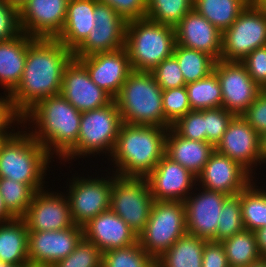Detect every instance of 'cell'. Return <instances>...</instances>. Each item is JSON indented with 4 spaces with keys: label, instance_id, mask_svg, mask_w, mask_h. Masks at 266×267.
Wrapping results in <instances>:
<instances>
[{
    "label": "cell",
    "instance_id": "cell-57",
    "mask_svg": "<svg viewBox=\"0 0 266 267\" xmlns=\"http://www.w3.org/2000/svg\"><path fill=\"white\" fill-rule=\"evenodd\" d=\"M0 267H21V265H12V264L0 263Z\"/></svg>",
    "mask_w": 266,
    "mask_h": 267
},
{
    "label": "cell",
    "instance_id": "cell-17",
    "mask_svg": "<svg viewBox=\"0 0 266 267\" xmlns=\"http://www.w3.org/2000/svg\"><path fill=\"white\" fill-rule=\"evenodd\" d=\"M69 0H28L19 11L21 31L33 38L56 39L63 30Z\"/></svg>",
    "mask_w": 266,
    "mask_h": 267
},
{
    "label": "cell",
    "instance_id": "cell-37",
    "mask_svg": "<svg viewBox=\"0 0 266 267\" xmlns=\"http://www.w3.org/2000/svg\"><path fill=\"white\" fill-rule=\"evenodd\" d=\"M102 267H156V261L137 242L102 253Z\"/></svg>",
    "mask_w": 266,
    "mask_h": 267
},
{
    "label": "cell",
    "instance_id": "cell-3",
    "mask_svg": "<svg viewBox=\"0 0 266 267\" xmlns=\"http://www.w3.org/2000/svg\"><path fill=\"white\" fill-rule=\"evenodd\" d=\"M167 132L159 126L122 123L111 157L102 161L110 165L103 168L120 177L145 178L165 155Z\"/></svg>",
    "mask_w": 266,
    "mask_h": 267
},
{
    "label": "cell",
    "instance_id": "cell-31",
    "mask_svg": "<svg viewBox=\"0 0 266 267\" xmlns=\"http://www.w3.org/2000/svg\"><path fill=\"white\" fill-rule=\"evenodd\" d=\"M249 4L245 0H194L193 9L222 33Z\"/></svg>",
    "mask_w": 266,
    "mask_h": 267
},
{
    "label": "cell",
    "instance_id": "cell-6",
    "mask_svg": "<svg viewBox=\"0 0 266 267\" xmlns=\"http://www.w3.org/2000/svg\"><path fill=\"white\" fill-rule=\"evenodd\" d=\"M162 93L151 72L133 70L114 99L122 123L166 128Z\"/></svg>",
    "mask_w": 266,
    "mask_h": 267
},
{
    "label": "cell",
    "instance_id": "cell-16",
    "mask_svg": "<svg viewBox=\"0 0 266 267\" xmlns=\"http://www.w3.org/2000/svg\"><path fill=\"white\" fill-rule=\"evenodd\" d=\"M228 197L222 192L208 191L196 185L184 200L187 233L216 242L219 215Z\"/></svg>",
    "mask_w": 266,
    "mask_h": 267
},
{
    "label": "cell",
    "instance_id": "cell-34",
    "mask_svg": "<svg viewBox=\"0 0 266 267\" xmlns=\"http://www.w3.org/2000/svg\"><path fill=\"white\" fill-rule=\"evenodd\" d=\"M192 110L222 107V91L217 74L213 71L205 78L185 85Z\"/></svg>",
    "mask_w": 266,
    "mask_h": 267
},
{
    "label": "cell",
    "instance_id": "cell-48",
    "mask_svg": "<svg viewBox=\"0 0 266 267\" xmlns=\"http://www.w3.org/2000/svg\"><path fill=\"white\" fill-rule=\"evenodd\" d=\"M241 116L259 135L266 132V93L262 91Z\"/></svg>",
    "mask_w": 266,
    "mask_h": 267
},
{
    "label": "cell",
    "instance_id": "cell-2",
    "mask_svg": "<svg viewBox=\"0 0 266 267\" xmlns=\"http://www.w3.org/2000/svg\"><path fill=\"white\" fill-rule=\"evenodd\" d=\"M81 112L61 94L40 100L23 116V127L59 161L76 143Z\"/></svg>",
    "mask_w": 266,
    "mask_h": 267
},
{
    "label": "cell",
    "instance_id": "cell-47",
    "mask_svg": "<svg viewBox=\"0 0 266 267\" xmlns=\"http://www.w3.org/2000/svg\"><path fill=\"white\" fill-rule=\"evenodd\" d=\"M112 7L126 22L146 18L147 0H97Z\"/></svg>",
    "mask_w": 266,
    "mask_h": 267
},
{
    "label": "cell",
    "instance_id": "cell-11",
    "mask_svg": "<svg viewBox=\"0 0 266 267\" xmlns=\"http://www.w3.org/2000/svg\"><path fill=\"white\" fill-rule=\"evenodd\" d=\"M265 45L266 15L255 4H249L222 33L220 60L240 62L254 49Z\"/></svg>",
    "mask_w": 266,
    "mask_h": 267
},
{
    "label": "cell",
    "instance_id": "cell-49",
    "mask_svg": "<svg viewBox=\"0 0 266 267\" xmlns=\"http://www.w3.org/2000/svg\"><path fill=\"white\" fill-rule=\"evenodd\" d=\"M202 267H230L221 242L207 241L205 243Z\"/></svg>",
    "mask_w": 266,
    "mask_h": 267
},
{
    "label": "cell",
    "instance_id": "cell-28",
    "mask_svg": "<svg viewBox=\"0 0 266 267\" xmlns=\"http://www.w3.org/2000/svg\"><path fill=\"white\" fill-rule=\"evenodd\" d=\"M28 258V228L23 218L0 223V263L22 265Z\"/></svg>",
    "mask_w": 266,
    "mask_h": 267
},
{
    "label": "cell",
    "instance_id": "cell-44",
    "mask_svg": "<svg viewBox=\"0 0 266 267\" xmlns=\"http://www.w3.org/2000/svg\"><path fill=\"white\" fill-rule=\"evenodd\" d=\"M22 126L23 116L15 109L10 93L3 91L0 93V134L14 135Z\"/></svg>",
    "mask_w": 266,
    "mask_h": 267
},
{
    "label": "cell",
    "instance_id": "cell-41",
    "mask_svg": "<svg viewBox=\"0 0 266 267\" xmlns=\"http://www.w3.org/2000/svg\"><path fill=\"white\" fill-rule=\"evenodd\" d=\"M151 74L162 90L186 85L179 63L173 54L158 64Z\"/></svg>",
    "mask_w": 266,
    "mask_h": 267
},
{
    "label": "cell",
    "instance_id": "cell-13",
    "mask_svg": "<svg viewBox=\"0 0 266 267\" xmlns=\"http://www.w3.org/2000/svg\"><path fill=\"white\" fill-rule=\"evenodd\" d=\"M213 71L221 85L222 107L235 116L242 115L263 91L239 61L218 60Z\"/></svg>",
    "mask_w": 266,
    "mask_h": 267
},
{
    "label": "cell",
    "instance_id": "cell-36",
    "mask_svg": "<svg viewBox=\"0 0 266 267\" xmlns=\"http://www.w3.org/2000/svg\"><path fill=\"white\" fill-rule=\"evenodd\" d=\"M0 195L7 209L16 218H22L32 202L35 191L25 183L10 178H0Z\"/></svg>",
    "mask_w": 266,
    "mask_h": 267
},
{
    "label": "cell",
    "instance_id": "cell-58",
    "mask_svg": "<svg viewBox=\"0 0 266 267\" xmlns=\"http://www.w3.org/2000/svg\"><path fill=\"white\" fill-rule=\"evenodd\" d=\"M12 135H3V134H0V146L1 144L3 143V141L7 138V137H10Z\"/></svg>",
    "mask_w": 266,
    "mask_h": 267
},
{
    "label": "cell",
    "instance_id": "cell-54",
    "mask_svg": "<svg viewBox=\"0 0 266 267\" xmlns=\"http://www.w3.org/2000/svg\"><path fill=\"white\" fill-rule=\"evenodd\" d=\"M21 267H52V266L48 264L27 261L24 264H22Z\"/></svg>",
    "mask_w": 266,
    "mask_h": 267
},
{
    "label": "cell",
    "instance_id": "cell-22",
    "mask_svg": "<svg viewBox=\"0 0 266 267\" xmlns=\"http://www.w3.org/2000/svg\"><path fill=\"white\" fill-rule=\"evenodd\" d=\"M83 238V228L76 225L64 230L28 231L29 261L53 266L71 254Z\"/></svg>",
    "mask_w": 266,
    "mask_h": 267
},
{
    "label": "cell",
    "instance_id": "cell-40",
    "mask_svg": "<svg viewBox=\"0 0 266 267\" xmlns=\"http://www.w3.org/2000/svg\"><path fill=\"white\" fill-rule=\"evenodd\" d=\"M52 267H102V252L83 238L71 254Z\"/></svg>",
    "mask_w": 266,
    "mask_h": 267
},
{
    "label": "cell",
    "instance_id": "cell-51",
    "mask_svg": "<svg viewBox=\"0 0 266 267\" xmlns=\"http://www.w3.org/2000/svg\"><path fill=\"white\" fill-rule=\"evenodd\" d=\"M16 217L7 209L4 200L0 195V223L12 221Z\"/></svg>",
    "mask_w": 266,
    "mask_h": 267
},
{
    "label": "cell",
    "instance_id": "cell-9",
    "mask_svg": "<svg viewBox=\"0 0 266 267\" xmlns=\"http://www.w3.org/2000/svg\"><path fill=\"white\" fill-rule=\"evenodd\" d=\"M187 234L184 201H154L138 243L155 261Z\"/></svg>",
    "mask_w": 266,
    "mask_h": 267
},
{
    "label": "cell",
    "instance_id": "cell-33",
    "mask_svg": "<svg viewBox=\"0 0 266 267\" xmlns=\"http://www.w3.org/2000/svg\"><path fill=\"white\" fill-rule=\"evenodd\" d=\"M173 55L176 57L185 83L201 80L213 72L216 60L209 54L185 48L176 44Z\"/></svg>",
    "mask_w": 266,
    "mask_h": 267
},
{
    "label": "cell",
    "instance_id": "cell-29",
    "mask_svg": "<svg viewBox=\"0 0 266 267\" xmlns=\"http://www.w3.org/2000/svg\"><path fill=\"white\" fill-rule=\"evenodd\" d=\"M206 242L207 240L187 233L156 260V267H202Z\"/></svg>",
    "mask_w": 266,
    "mask_h": 267
},
{
    "label": "cell",
    "instance_id": "cell-27",
    "mask_svg": "<svg viewBox=\"0 0 266 267\" xmlns=\"http://www.w3.org/2000/svg\"><path fill=\"white\" fill-rule=\"evenodd\" d=\"M97 0H69L63 30L56 38L74 52L94 28V8Z\"/></svg>",
    "mask_w": 266,
    "mask_h": 267
},
{
    "label": "cell",
    "instance_id": "cell-24",
    "mask_svg": "<svg viewBox=\"0 0 266 267\" xmlns=\"http://www.w3.org/2000/svg\"><path fill=\"white\" fill-rule=\"evenodd\" d=\"M176 44L205 52L220 60L222 32L193 8L176 25Z\"/></svg>",
    "mask_w": 266,
    "mask_h": 267
},
{
    "label": "cell",
    "instance_id": "cell-50",
    "mask_svg": "<svg viewBox=\"0 0 266 267\" xmlns=\"http://www.w3.org/2000/svg\"><path fill=\"white\" fill-rule=\"evenodd\" d=\"M257 248L262 259L266 258V227L254 231Z\"/></svg>",
    "mask_w": 266,
    "mask_h": 267
},
{
    "label": "cell",
    "instance_id": "cell-4",
    "mask_svg": "<svg viewBox=\"0 0 266 267\" xmlns=\"http://www.w3.org/2000/svg\"><path fill=\"white\" fill-rule=\"evenodd\" d=\"M53 162L45 147L23 126L0 146V178L25 183L35 192L50 187L46 180L50 179L47 175H52Z\"/></svg>",
    "mask_w": 266,
    "mask_h": 267
},
{
    "label": "cell",
    "instance_id": "cell-14",
    "mask_svg": "<svg viewBox=\"0 0 266 267\" xmlns=\"http://www.w3.org/2000/svg\"><path fill=\"white\" fill-rule=\"evenodd\" d=\"M260 135L241 116H234L215 150L244 167L255 179L261 171ZM259 167V168H258Z\"/></svg>",
    "mask_w": 266,
    "mask_h": 267
},
{
    "label": "cell",
    "instance_id": "cell-23",
    "mask_svg": "<svg viewBox=\"0 0 266 267\" xmlns=\"http://www.w3.org/2000/svg\"><path fill=\"white\" fill-rule=\"evenodd\" d=\"M82 228L84 239L96 245L102 253L138 242V235L111 209L98 214Z\"/></svg>",
    "mask_w": 266,
    "mask_h": 267
},
{
    "label": "cell",
    "instance_id": "cell-59",
    "mask_svg": "<svg viewBox=\"0 0 266 267\" xmlns=\"http://www.w3.org/2000/svg\"><path fill=\"white\" fill-rule=\"evenodd\" d=\"M248 4H255L257 0H245Z\"/></svg>",
    "mask_w": 266,
    "mask_h": 267
},
{
    "label": "cell",
    "instance_id": "cell-53",
    "mask_svg": "<svg viewBox=\"0 0 266 267\" xmlns=\"http://www.w3.org/2000/svg\"><path fill=\"white\" fill-rule=\"evenodd\" d=\"M7 4L11 5L13 8H16L18 11L27 3L28 0H4Z\"/></svg>",
    "mask_w": 266,
    "mask_h": 267
},
{
    "label": "cell",
    "instance_id": "cell-19",
    "mask_svg": "<svg viewBox=\"0 0 266 267\" xmlns=\"http://www.w3.org/2000/svg\"><path fill=\"white\" fill-rule=\"evenodd\" d=\"M154 201H184L197 185V177L164 155L146 177Z\"/></svg>",
    "mask_w": 266,
    "mask_h": 267
},
{
    "label": "cell",
    "instance_id": "cell-56",
    "mask_svg": "<svg viewBox=\"0 0 266 267\" xmlns=\"http://www.w3.org/2000/svg\"><path fill=\"white\" fill-rule=\"evenodd\" d=\"M247 267H266V263L264 259H261L258 262L248 265Z\"/></svg>",
    "mask_w": 266,
    "mask_h": 267
},
{
    "label": "cell",
    "instance_id": "cell-18",
    "mask_svg": "<svg viewBox=\"0 0 266 267\" xmlns=\"http://www.w3.org/2000/svg\"><path fill=\"white\" fill-rule=\"evenodd\" d=\"M254 179L240 164L214 150L197 176V185L208 191L236 196Z\"/></svg>",
    "mask_w": 266,
    "mask_h": 267
},
{
    "label": "cell",
    "instance_id": "cell-42",
    "mask_svg": "<svg viewBox=\"0 0 266 267\" xmlns=\"http://www.w3.org/2000/svg\"><path fill=\"white\" fill-rule=\"evenodd\" d=\"M234 116L223 107L205 109L206 142L215 147Z\"/></svg>",
    "mask_w": 266,
    "mask_h": 267
},
{
    "label": "cell",
    "instance_id": "cell-26",
    "mask_svg": "<svg viewBox=\"0 0 266 267\" xmlns=\"http://www.w3.org/2000/svg\"><path fill=\"white\" fill-rule=\"evenodd\" d=\"M35 38L21 32L16 38L0 42V86L11 93L20 83L28 45Z\"/></svg>",
    "mask_w": 266,
    "mask_h": 267
},
{
    "label": "cell",
    "instance_id": "cell-1",
    "mask_svg": "<svg viewBox=\"0 0 266 267\" xmlns=\"http://www.w3.org/2000/svg\"><path fill=\"white\" fill-rule=\"evenodd\" d=\"M73 58L59 40L35 38L28 45L21 81L10 93L15 109L24 116L40 100L60 94L64 69Z\"/></svg>",
    "mask_w": 266,
    "mask_h": 267
},
{
    "label": "cell",
    "instance_id": "cell-46",
    "mask_svg": "<svg viewBox=\"0 0 266 267\" xmlns=\"http://www.w3.org/2000/svg\"><path fill=\"white\" fill-rule=\"evenodd\" d=\"M21 32L19 11L0 0V42L16 38Z\"/></svg>",
    "mask_w": 266,
    "mask_h": 267
},
{
    "label": "cell",
    "instance_id": "cell-10",
    "mask_svg": "<svg viewBox=\"0 0 266 267\" xmlns=\"http://www.w3.org/2000/svg\"><path fill=\"white\" fill-rule=\"evenodd\" d=\"M153 202L146 178L120 177L112 172L110 209L137 235L146 227Z\"/></svg>",
    "mask_w": 266,
    "mask_h": 267
},
{
    "label": "cell",
    "instance_id": "cell-12",
    "mask_svg": "<svg viewBox=\"0 0 266 267\" xmlns=\"http://www.w3.org/2000/svg\"><path fill=\"white\" fill-rule=\"evenodd\" d=\"M93 17L95 26L85 41L73 52L74 58L112 52L125 46L127 22L112 7L97 2Z\"/></svg>",
    "mask_w": 266,
    "mask_h": 267
},
{
    "label": "cell",
    "instance_id": "cell-32",
    "mask_svg": "<svg viewBox=\"0 0 266 267\" xmlns=\"http://www.w3.org/2000/svg\"><path fill=\"white\" fill-rule=\"evenodd\" d=\"M230 267H247L261 260L254 231L246 230L221 241Z\"/></svg>",
    "mask_w": 266,
    "mask_h": 267
},
{
    "label": "cell",
    "instance_id": "cell-35",
    "mask_svg": "<svg viewBox=\"0 0 266 267\" xmlns=\"http://www.w3.org/2000/svg\"><path fill=\"white\" fill-rule=\"evenodd\" d=\"M192 8L193 0H147L146 18L176 27Z\"/></svg>",
    "mask_w": 266,
    "mask_h": 267
},
{
    "label": "cell",
    "instance_id": "cell-21",
    "mask_svg": "<svg viewBox=\"0 0 266 267\" xmlns=\"http://www.w3.org/2000/svg\"><path fill=\"white\" fill-rule=\"evenodd\" d=\"M75 59L87 69L90 79L113 99L133 71L125 48Z\"/></svg>",
    "mask_w": 266,
    "mask_h": 267
},
{
    "label": "cell",
    "instance_id": "cell-7",
    "mask_svg": "<svg viewBox=\"0 0 266 267\" xmlns=\"http://www.w3.org/2000/svg\"><path fill=\"white\" fill-rule=\"evenodd\" d=\"M175 45L173 26L148 18L127 22L124 48L134 71L151 72L173 54Z\"/></svg>",
    "mask_w": 266,
    "mask_h": 267
},
{
    "label": "cell",
    "instance_id": "cell-45",
    "mask_svg": "<svg viewBox=\"0 0 266 267\" xmlns=\"http://www.w3.org/2000/svg\"><path fill=\"white\" fill-rule=\"evenodd\" d=\"M252 80L262 89L266 87V45L254 49L242 61Z\"/></svg>",
    "mask_w": 266,
    "mask_h": 267
},
{
    "label": "cell",
    "instance_id": "cell-8",
    "mask_svg": "<svg viewBox=\"0 0 266 267\" xmlns=\"http://www.w3.org/2000/svg\"><path fill=\"white\" fill-rule=\"evenodd\" d=\"M95 169L90 176L89 172L78 174L75 170L70 178H67L66 187L62 186L68 199L70 213L74 225L83 227L98 214L110 209V195L112 189V172L108 169ZM102 169V170H101ZM100 170V172H99ZM101 175H99L98 173ZM107 172V173H105ZM77 175V176H76ZM82 175V176H81ZM95 175V176H94ZM111 175V176H110ZM69 182V183H68ZM67 188V189H66ZM66 190V192H65Z\"/></svg>",
    "mask_w": 266,
    "mask_h": 267
},
{
    "label": "cell",
    "instance_id": "cell-15",
    "mask_svg": "<svg viewBox=\"0 0 266 267\" xmlns=\"http://www.w3.org/2000/svg\"><path fill=\"white\" fill-rule=\"evenodd\" d=\"M50 188L35 192L26 214L22 217L28 231H56L74 226L64 191H53Z\"/></svg>",
    "mask_w": 266,
    "mask_h": 267
},
{
    "label": "cell",
    "instance_id": "cell-52",
    "mask_svg": "<svg viewBox=\"0 0 266 267\" xmlns=\"http://www.w3.org/2000/svg\"><path fill=\"white\" fill-rule=\"evenodd\" d=\"M260 156L262 165L266 166V132L260 134Z\"/></svg>",
    "mask_w": 266,
    "mask_h": 267
},
{
    "label": "cell",
    "instance_id": "cell-20",
    "mask_svg": "<svg viewBox=\"0 0 266 267\" xmlns=\"http://www.w3.org/2000/svg\"><path fill=\"white\" fill-rule=\"evenodd\" d=\"M60 94L79 112L102 108L114 100L90 79L87 69L75 58L64 69Z\"/></svg>",
    "mask_w": 266,
    "mask_h": 267
},
{
    "label": "cell",
    "instance_id": "cell-38",
    "mask_svg": "<svg viewBox=\"0 0 266 267\" xmlns=\"http://www.w3.org/2000/svg\"><path fill=\"white\" fill-rule=\"evenodd\" d=\"M216 233V242L232 237L244 230L241 214L240 193L229 196L222 205Z\"/></svg>",
    "mask_w": 266,
    "mask_h": 267
},
{
    "label": "cell",
    "instance_id": "cell-30",
    "mask_svg": "<svg viewBox=\"0 0 266 267\" xmlns=\"http://www.w3.org/2000/svg\"><path fill=\"white\" fill-rule=\"evenodd\" d=\"M258 179L259 175L240 192L244 229L250 231L266 227V186L263 181L258 182ZM260 183H264V186H259Z\"/></svg>",
    "mask_w": 266,
    "mask_h": 267
},
{
    "label": "cell",
    "instance_id": "cell-39",
    "mask_svg": "<svg viewBox=\"0 0 266 267\" xmlns=\"http://www.w3.org/2000/svg\"><path fill=\"white\" fill-rule=\"evenodd\" d=\"M162 105L168 129L192 110L185 86L163 90Z\"/></svg>",
    "mask_w": 266,
    "mask_h": 267
},
{
    "label": "cell",
    "instance_id": "cell-25",
    "mask_svg": "<svg viewBox=\"0 0 266 267\" xmlns=\"http://www.w3.org/2000/svg\"><path fill=\"white\" fill-rule=\"evenodd\" d=\"M215 147L209 142L186 139L172 127L165 141V155L179 163L196 177L202 172Z\"/></svg>",
    "mask_w": 266,
    "mask_h": 267
},
{
    "label": "cell",
    "instance_id": "cell-43",
    "mask_svg": "<svg viewBox=\"0 0 266 267\" xmlns=\"http://www.w3.org/2000/svg\"><path fill=\"white\" fill-rule=\"evenodd\" d=\"M172 128L186 139L206 142L205 110H191L173 124Z\"/></svg>",
    "mask_w": 266,
    "mask_h": 267
},
{
    "label": "cell",
    "instance_id": "cell-55",
    "mask_svg": "<svg viewBox=\"0 0 266 267\" xmlns=\"http://www.w3.org/2000/svg\"><path fill=\"white\" fill-rule=\"evenodd\" d=\"M255 5L266 15V0H257Z\"/></svg>",
    "mask_w": 266,
    "mask_h": 267
},
{
    "label": "cell",
    "instance_id": "cell-5",
    "mask_svg": "<svg viewBox=\"0 0 266 267\" xmlns=\"http://www.w3.org/2000/svg\"><path fill=\"white\" fill-rule=\"evenodd\" d=\"M121 125L122 118L115 100L102 108L81 112L77 143L57 162L60 164L59 171L62 164L65 168L69 164L70 169L79 158L100 161L97 157L102 156V160H108L114 151Z\"/></svg>",
    "mask_w": 266,
    "mask_h": 267
}]
</instances>
